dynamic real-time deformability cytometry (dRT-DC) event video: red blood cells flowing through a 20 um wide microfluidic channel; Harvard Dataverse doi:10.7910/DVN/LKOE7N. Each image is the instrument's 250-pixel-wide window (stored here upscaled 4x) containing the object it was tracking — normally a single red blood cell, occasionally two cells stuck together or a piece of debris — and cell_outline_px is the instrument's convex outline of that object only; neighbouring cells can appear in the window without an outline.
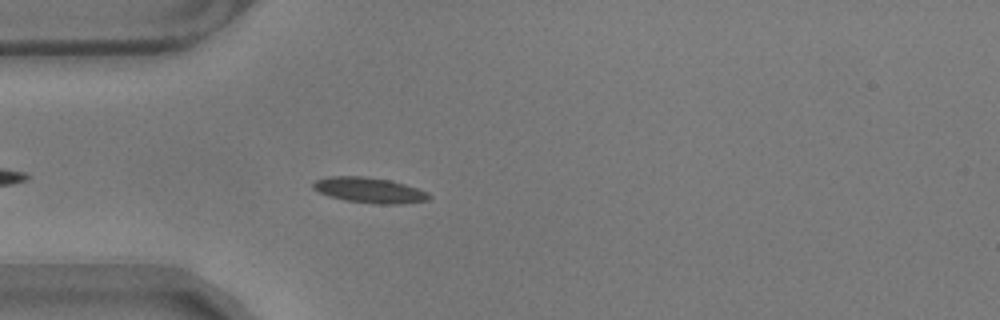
{"species": "common noctule bat (a hibernating species)", "species_latin": "Nyctalus noctula", "temperature_condition": "warm", "stored_images_in_passage": 39, "camera_frame_rate_fps": 3000, "um_per_image_px": 0.085, "animal": {"sex": "male", "body_mass_g": 17.9}, "frame": {"image": 1, "passage_image": 6, "time_ms": 1.667, "image_size_px": [1000, 320], "cell_outline_px": [[432, 196], [428, 200], [400, 204], [376, 204], [344, 200], [328, 196], [312, 188], [312, 184], [316, 180], [332, 176], [364, 176], [388, 180], [404, 184], [428, 192]], "centroid_in_image_um": [31.4, 16.17], "position_along_channel_um": 53.6, "area_um2": 17.11}}
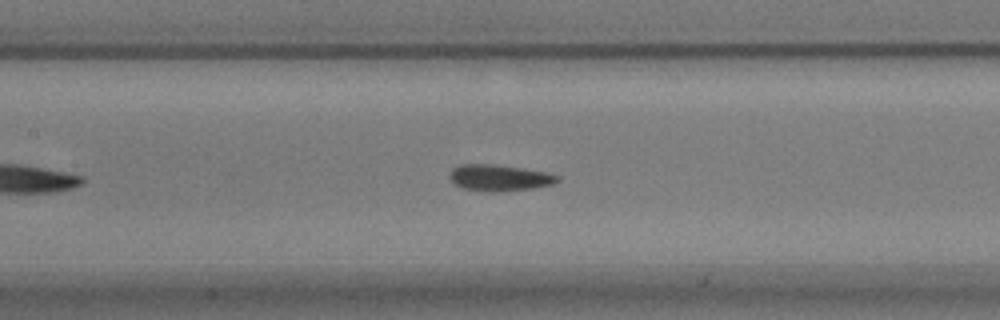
{"frame": {"image": 2, "passage_image": 16, "time_ms": 5.0, "image_size_px": [1000, 320], "cell_outline_px": [[560, 180], [552, 184], [532, 188], [492, 192], [484, 192], [460, 188], [448, 176], [452, 168], [460, 164], [492, 164], [524, 168], [544, 172], [560, 176]], "centroid_in_image_um": [42.41, 15.11], "position_along_channel_um": 165.0, "area_um2": 16.59}}
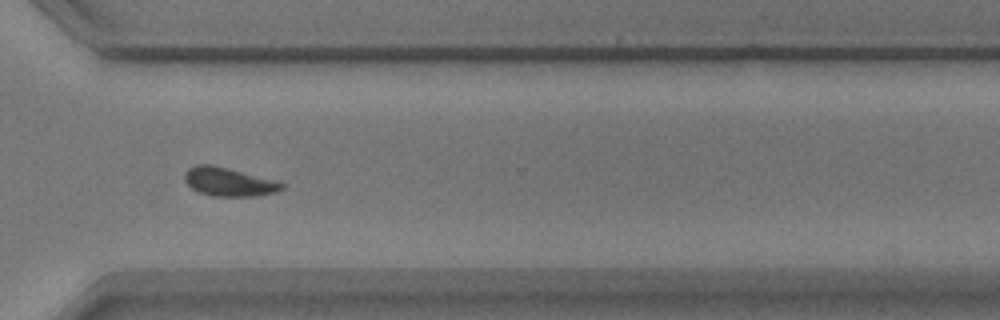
{"frame": {"image": 3, "passage_image": 32, "time_ms": 10.333, "image_size_px": [1000, 320], "cell_outline_px": [[284, 188], [276, 192], [252, 196], [212, 196], [200, 192], [192, 188], [184, 180], [184, 172], [188, 168], [196, 164], [212, 164], [280, 180], [284, 184]], "centroid_in_image_um": [19.47, 15.43], "position_along_channel_um": 351.1, "area_um2": 16.47}, "authors_computed_cell_mechanics": {"area_um2": 16.473, "velocity_mm_per_s": 3.4951, "shape_relaxation_time_tau1_ms": 6.9868, "shape_relaxation_time_tau2_ms": 6.2887, "deformation_change_tau1": 0.1204, "deformation_change_tau2": 0.0704}}